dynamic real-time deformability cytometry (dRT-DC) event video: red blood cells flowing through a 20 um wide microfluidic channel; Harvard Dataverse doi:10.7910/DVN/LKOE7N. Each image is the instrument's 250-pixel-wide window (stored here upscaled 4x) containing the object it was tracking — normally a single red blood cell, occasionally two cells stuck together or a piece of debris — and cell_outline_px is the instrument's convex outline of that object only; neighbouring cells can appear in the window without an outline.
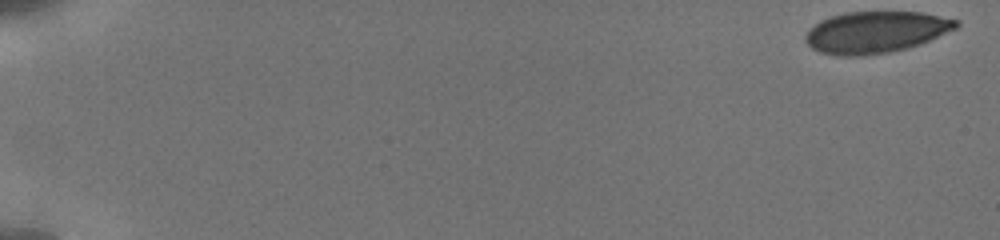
{"species": "human", "species_latin": "Homo sapiens", "temperature_condition": "cold", "stored_images_in_passage": 24, "camera_frame_rate_fps": 3000, "um_per_image_px": 0.085, "donor": {"sex": "male"}, "frame": {"image": 1, "passage_image": 1, "time_ms": 0.0, "image_size_px": [1000, 240], "cell_outline_px": [[960, 24], [956, 28], [920, 44], [888, 52], [860, 56], [836, 56], [820, 52], [812, 48], [804, 40], [804, 36], [808, 28], [820, 20], [844, 12], [920, 12], [960, 20]], "centroid_in_image_um": [74.39, 2.73], "position_along_channel_um": 10.6, "area_um2": 36.53}}
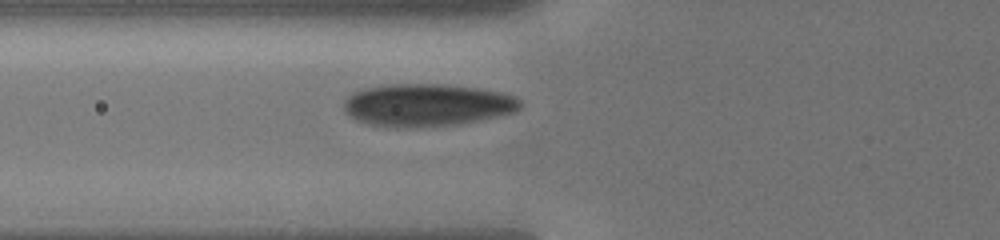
{"frame": {"image": 2, "passage_image": 21, "time_ms": 7.0, "image_size_px": [1000, 240], "cell_outline_px": [[524, 104], [516, 112], [456, 124], [408, 128], [396, 128], [368, 124], [356, 120], [348, 116], [344, 112], [344, 100], [348, 96], [364, 88], [388, 84], [440, 84], [476, 88], [504, 92], [516, 96]], "centroid_in_image_um": [36.29, 8.93], "position_along_channel_um": 89.5, "area_um2": 43.93}}
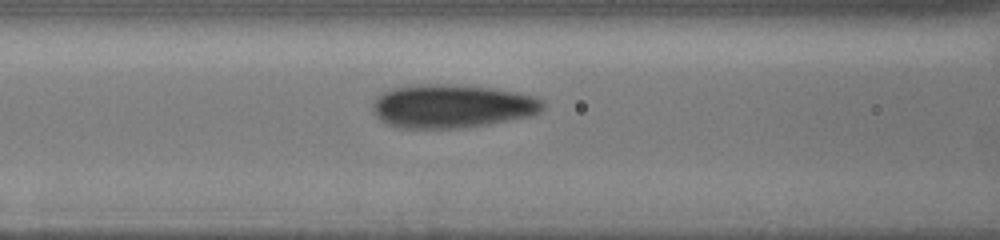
{"frame": {"image": 3, "passage_image": 24, "time_ms": 8.0, "image_size_px": [1000, 240], "cell_outline_px": [[544, 108], [540, 112], [532, 116], [488, 124], [464, 128], [400, 128], [384, 124], [372, 112], [372, 104], [384, 92], [392, 88], [416, 84], [448, 84], [488, 88], [516, 92], [532, 96], [540, 100], [544, 104]], "centroid_in_image_um": [38.39, 9.04], "position_along_channel_um": 128.2, "area_um2": 43.18}}